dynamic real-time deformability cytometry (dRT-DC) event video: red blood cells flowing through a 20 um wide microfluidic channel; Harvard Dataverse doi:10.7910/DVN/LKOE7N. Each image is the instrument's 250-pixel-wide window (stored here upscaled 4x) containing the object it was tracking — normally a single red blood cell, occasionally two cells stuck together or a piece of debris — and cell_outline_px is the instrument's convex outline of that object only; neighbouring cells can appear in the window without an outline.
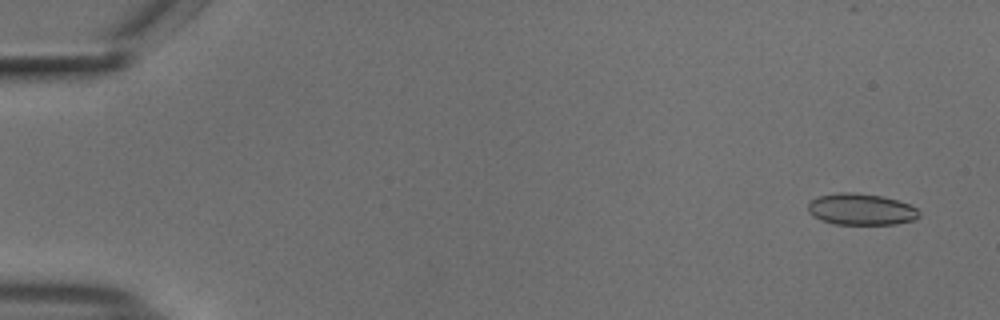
{"species": "common noctule bat (a hibernating species)", "species_latin": "Nyctalus noctula", "temperature_condition": "cold", "stored_images_in_passage": 40, "camera_frame_rate_fps": 3000, "um_per_image_px": 0.085, "animal": {"sex": "male", "body_mass_g": 18.8}, "frame": {"image": 1, "passage_image": 3, "time_ms": 0.667, "image_size_px": [1000, 320], "cell_outline_px": [[920, 216], [916, 220], [896, 224], [832, 224], [820, 220], [812, 216], [808, 212], [808, 204], [812, 200], [820, 196], [840, 192], [856, 192], [884, 196], [908, 204], [916, 208], [920, 212]], "centroid_in_image_um": [73.2, 17.8], "position_along_channel_um": 11.8, "area_um2": 20.58}}
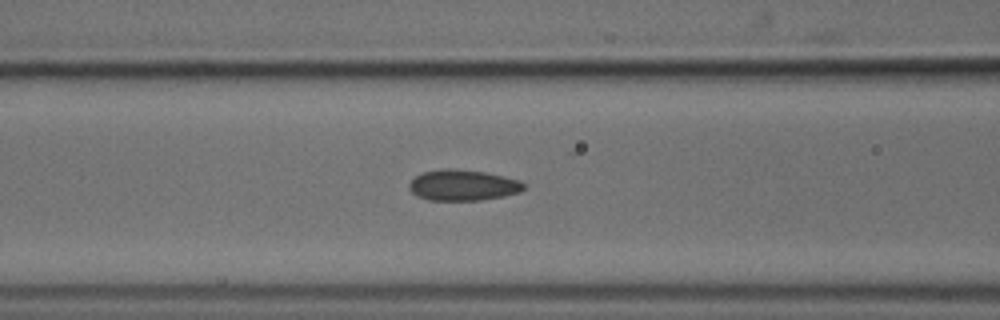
{"frame": {"image": 2, "passage_image": 23, "time_ms": 7.333, "image_size_px": [1000, 320], "cell_outline_px": [[528, 184], [520, 192], [504, 196], [480, 200], [428, 200], [416, 196], [408, 188], [408, 184], [416, 176], [424, 172], [444, 168], [456, 168], [484, 172], [504, 176], [520, 180]], "centroid_in_image_um": [39.36, 15.74], "position_along_channel_um": 127.2, "area_um2": 20.81}}
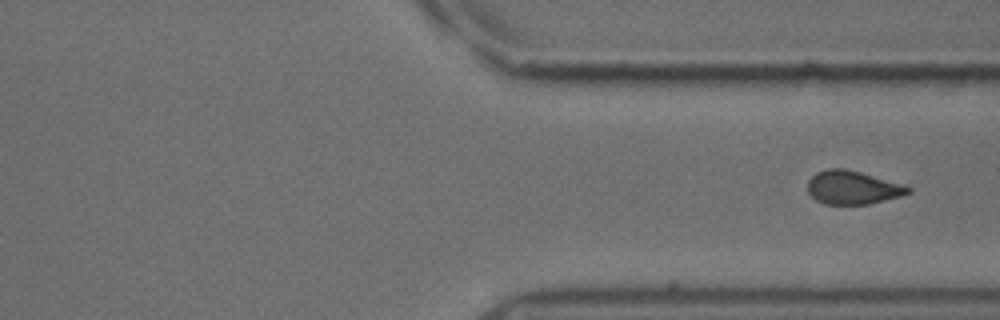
{"frame": {"image": 3, "passage_image": 40, "time_ms": 13.0, "image_size_px": [1000, 320], "cell_outline_px": [[912, 192], [900, 196], [868, 204], [824, 204], [816, 200], [808, 192], [808, 180], [816, 172], [828, 168], [844, 168], [860, 172], [904, 184], [912, 188]], "centroid_in_image_um": [72.48, 15.93], "position_along_channel_um": 338.9, "area_um2": 19.59}}